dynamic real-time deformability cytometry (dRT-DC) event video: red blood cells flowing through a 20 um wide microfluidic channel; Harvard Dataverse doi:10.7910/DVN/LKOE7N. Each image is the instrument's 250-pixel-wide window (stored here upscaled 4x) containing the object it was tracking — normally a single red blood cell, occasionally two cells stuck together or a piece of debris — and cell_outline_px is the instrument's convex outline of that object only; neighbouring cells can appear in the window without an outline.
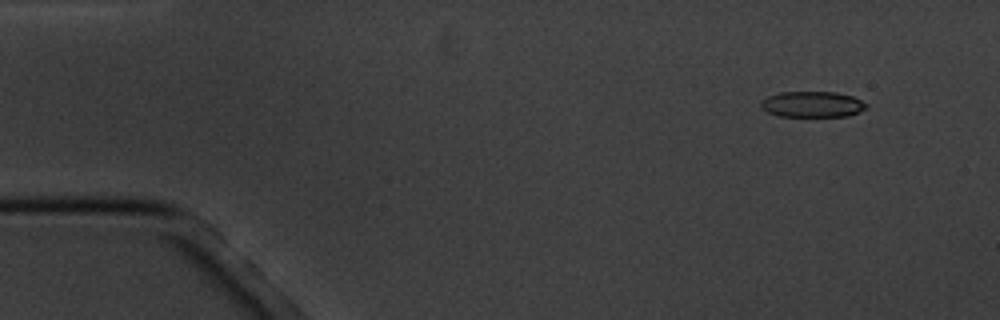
{"species": "common noctule bat (a hibernating species)", "species_latin": "Nyctalus noctula", "temperature_condition": "cold", "stored_images_in_passage": 17, "camera_frame_rate_fps": 3000, "um_per_image_px": 0.085, "animal": {"sex": "male", "body_mass_g": 20.1, "forearm_length_mm": 53.5}, "frame": {"image": 1, "passage_image": 2, "time_ms": 1.333, "image_size_px": [1000, 320], "cell_outline_px": [[868, 108], [848, 116], [780, 116], [768, 112], [760, 108], [760, 100], [768, 96], [780, 92], [836, 92], [852, 96], [868, 104]], "centroid_in_image_um": [69.03, 8.86], "position_along_channel_um": 16.0, "area_um2": 15.95}}
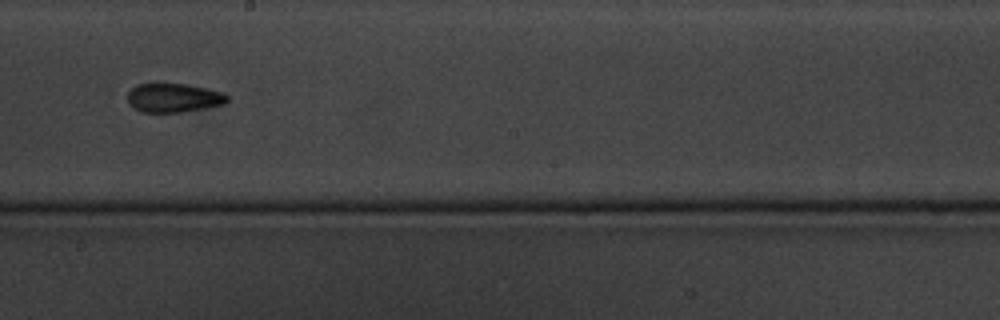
{"frame": {"image": 2, "passage_image": 10, "time_ms": 10.333, "image_size_px": [1000, 320], "cell_outline_px": [[228, 100], [224, 104], [204, 108], [180, 112], [140, 112], [128, 104], [128, 92], [136, 84], [184, 84], [224, 92], [228, 96]], "centroid_in_image_um": [14.74, 8.32], "position_along_channel_um": 233.5, "area_um2": 16.7}}
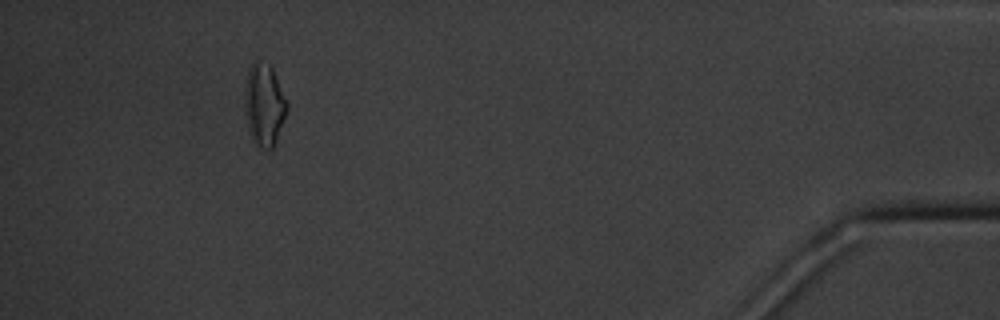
{"frame": {"image": 3, "passage_image": 16, "time_ms": 17.333, "image_size_px": [1000, 320], "cell_outline_px": [[288, 108], [276, 140], [272, 148], [264, 148], [256, 144], [248, 132], [244, 112], [244, 88], [248, 68], [252, 60], [256, 60], [268, 64], [272, 68], [288, 100]], "centroid_in_image_um": [22.43, 8.85], "position_along_channel_um": 412.8, "area_um2": 20.58}, "authors_computed_cell_mechanics": {"area_um2": 16.7042, "velocity_mm_per_s": 3.4547, "shape_relaxation_time_tau1_ms": null, "shape_relaxation_time_tau2_ms": 4.3622, "deformation_change_tau1": null, "deformation_change_tau2": 0.104}}